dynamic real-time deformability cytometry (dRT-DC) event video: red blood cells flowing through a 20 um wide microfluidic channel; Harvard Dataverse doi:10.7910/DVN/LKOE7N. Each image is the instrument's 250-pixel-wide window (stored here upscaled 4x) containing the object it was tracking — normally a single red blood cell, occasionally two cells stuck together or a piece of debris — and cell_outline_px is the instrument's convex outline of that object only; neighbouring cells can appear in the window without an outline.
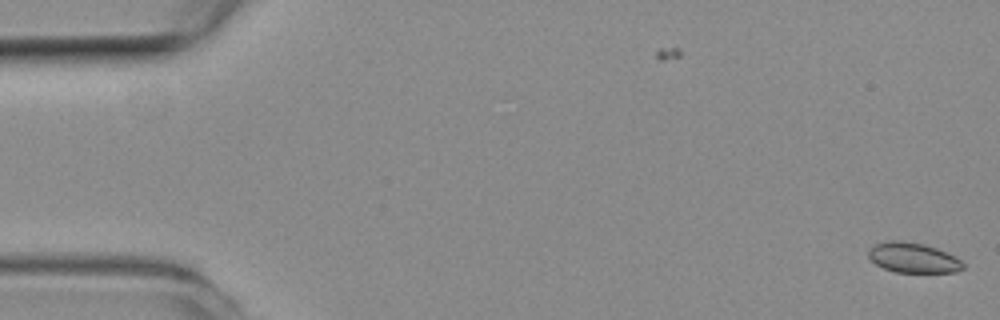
{"species": "common noctule bat (a hibernating species)", "species_latin": "Nyctalus noctula", "temperature_condition": "room temperature", "stored_images_in_passage": 5, "camera_frame_rate_fps": 3000, "um_per_image_px": 0.085, "animal": {"sex": "female", "body_mass_g": 19.3, "forearm_length_mm": 54.1}, "frame": {"image": 1, "passage_image": 5, "time_ms": 1.333, "image_size_px": [1000, 320], "cell_outline_px": [[964, 268], [956, 272], [896, 272], [884, 268], [876, 264], [868, 256], [868, 252], [876, 244], [888, 240], [900, 240], [924, 244], [936, 248], [956, 256], [964, 264]], "centroid_in_image_um": [77.64, 21.9], "position_along_channel_um": 7.4, "area_um2": 16.47}}